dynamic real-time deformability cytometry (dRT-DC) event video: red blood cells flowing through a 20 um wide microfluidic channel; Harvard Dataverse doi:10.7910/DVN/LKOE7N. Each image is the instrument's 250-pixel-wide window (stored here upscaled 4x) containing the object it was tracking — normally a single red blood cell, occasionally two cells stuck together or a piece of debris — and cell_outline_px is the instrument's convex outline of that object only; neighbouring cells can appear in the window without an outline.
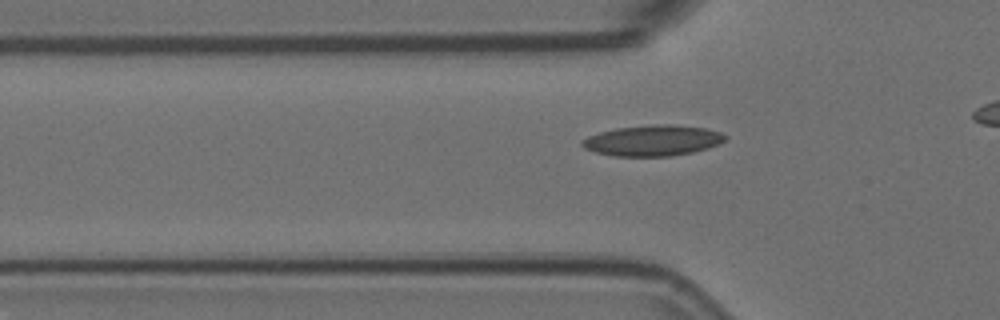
{"species": "Egyptian fruit bat (a non-hibernating species)", "species_latin": "Rousettus aegyptiacus", "temperature_condition": "room temperature", "stored_images_in_passage": 35, "camera_frame_rate_fps": 3000, "um_per_image_px": 0.085, "animal": {"sex": "female"}, "frame": {"image": 1, "passage_image": 7, "time_ms": 2.0, "image_size_px": [1000, 320], "cell_outline_px": [[728, 136], [720, 144], [708, 148], [692, 152], [668, 156], [616, 156], [596, 152], [584, 148], [580, 144], [580, 140], [588, 136], [600, 132], [616, 128], [656, 124], [672, 124], [704, 128], [720, 132]], "centroid_in_image_um": [55.47, 11.94], "position_along_channel_um": 70.3, "area_um2": 25.61}}
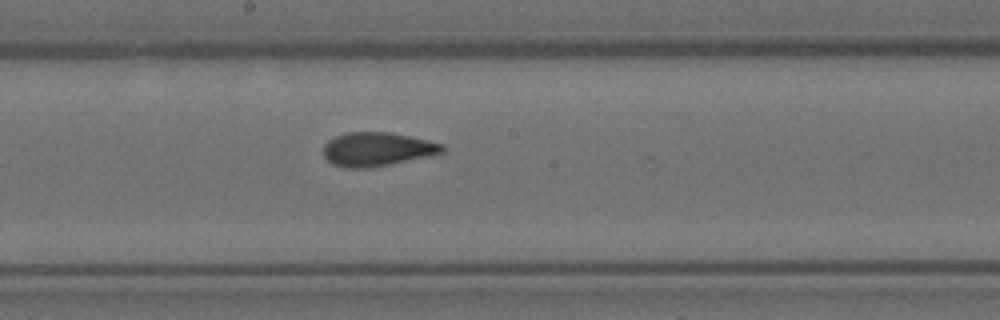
{"frame": {"image": 2, "passage_image": 19, "time_ms": 6.0, "image_size_px": [1000, 320], "cell_outline_px": [[444, 152], [428, 156], [368, 168], [344, 168], [332, 164], [324, 156], [324, 144], [328, 140], [336, 136], [348, 132], [388, 132], [428, 140], [444, 144]], "centroid_in_image_um": [32.03, 12.68], "position_along_channel_um": 216.2, "area_um2": 23.24}}
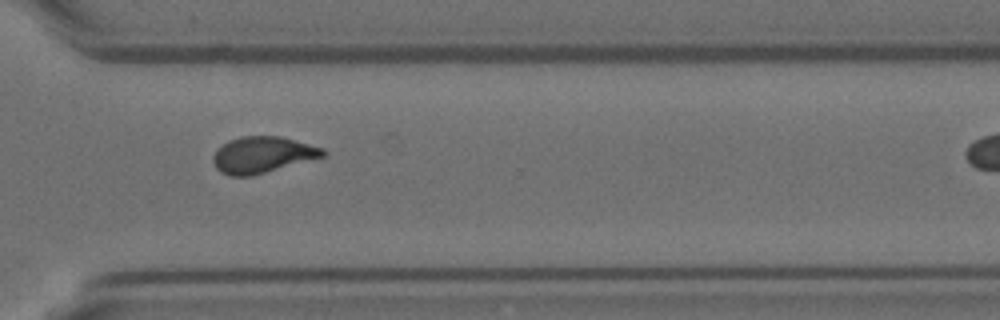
{"frame": {"image": 3, "passage_image": 30, "time_ms": 9.667, "image_size_px": [1000, 320], "cell_outline_px": [[328, 152], [324, 156], [252, 176], [228, 176], [220, 172], [216, 168], [212, 160], [212, 156], [216, 148], [228, 140], [240, 136], [280, 136], [324, 148]], "centroid_in_image_um": [22.26, 13.15], "position_along_channel_um": 348.3, "area_um2": 23.41}}